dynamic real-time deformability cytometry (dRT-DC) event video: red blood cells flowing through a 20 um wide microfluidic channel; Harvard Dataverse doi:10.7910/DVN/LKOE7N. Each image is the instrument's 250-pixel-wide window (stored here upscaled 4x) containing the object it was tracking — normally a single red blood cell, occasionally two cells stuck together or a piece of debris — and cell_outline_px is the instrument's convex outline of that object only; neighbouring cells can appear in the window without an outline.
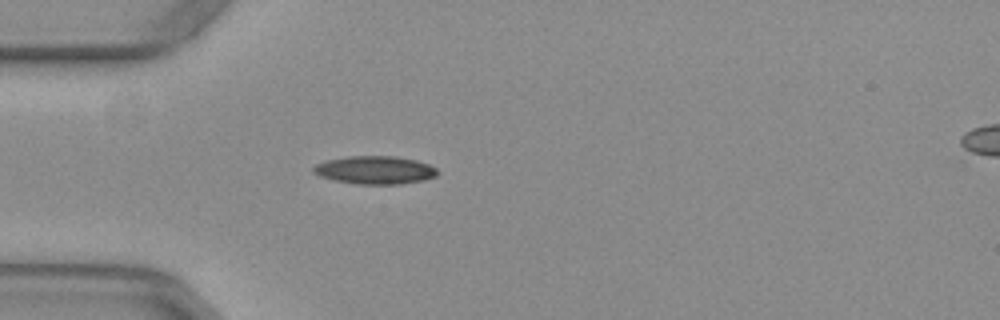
{"species": "common noctule bat (a hibernating species)", "species_latin": "Nyctalus noctula", "temperature_condition": "warm", "stored_images_in_passage": 39, "camera_frame_rate_fps": 3000, "um_per_image_px": 0.085, "animal": {"sex": "female", "body_mass_g": 29.2, "forearm_length_mm": 56.3}, "frame": {"image": 1, "passage_image": 1, "time_ms": 0.0, "image_size_px": [1000, 320], "cell_outline_px": [[440, 172], [436, 176], [424, 180], [400, 184], [356, 184], [332, 180], [320, 176], [312, 172], [312, 168], [316, 164], [328, 160], [348, 156], [396, 156], [416, 160], [428, 164], [436, 168]], "centroid_in_image_um": [31.88, 14.46], "position_along_channel_um": 53.1, "area_um2": 20.4}}
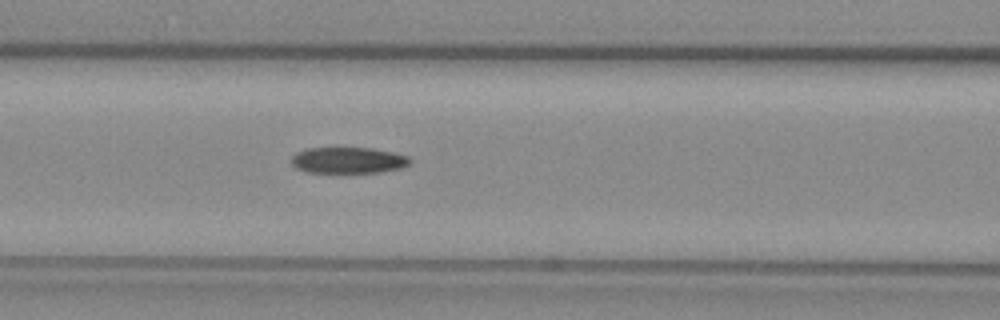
{"frame": {"image": 2, "passage_image": 8, "time_ms": 2.333, "image_size_px": [1000, 320], "cell_outline_px": [[412, 160], [408, 164], [400, 168], [380, 172], [308, 172], [296, 168], [292, 164], [292, 156], [296, 152], [308, 148], [372, 148], [392, 152], [408, 156]], "centroid_in_image_um": [29.59, 13.61], "position_along_channel_um": 137.0, "area_um2": 17.92}}
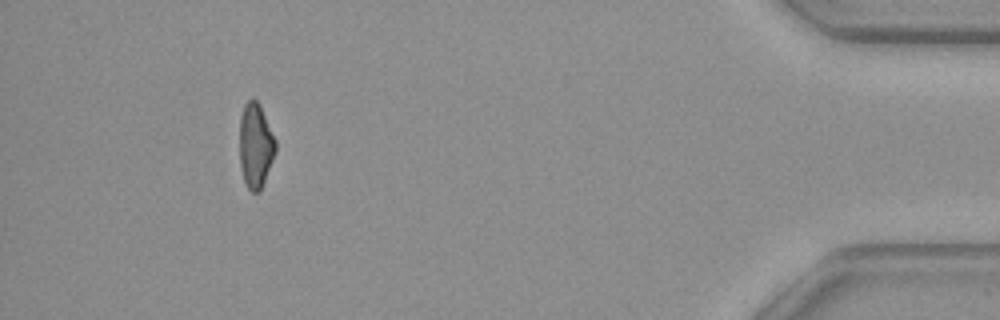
{"frame": {"image": 3, "passage_image": 34, "time_ms": 11.0, "image_size_px": [1000, 320], "cell_outline_px": [[276, 152], [260, 192], [252, 192], [248, 188], [244, 180], [240, 164], [240, 116], [244, 104], [248, 100], [256, 100], [260, 104], [276, 140]], "centroid_in_image_um": [21.73, 12.37], "position_along_channel_um": 413.5, "area_um2": 17.8}, "authors_computed_cell_mechanics": {"area_um2": 19.1318, "velocity_mm_per_s": 3.9589, "shape_relaxation_time_tau1_ms": null, "shape_relaxation_time_tau2_ms": 4.7775, "deformation_change_tau1": null, "deformation_change_tau2": 0.1251}}